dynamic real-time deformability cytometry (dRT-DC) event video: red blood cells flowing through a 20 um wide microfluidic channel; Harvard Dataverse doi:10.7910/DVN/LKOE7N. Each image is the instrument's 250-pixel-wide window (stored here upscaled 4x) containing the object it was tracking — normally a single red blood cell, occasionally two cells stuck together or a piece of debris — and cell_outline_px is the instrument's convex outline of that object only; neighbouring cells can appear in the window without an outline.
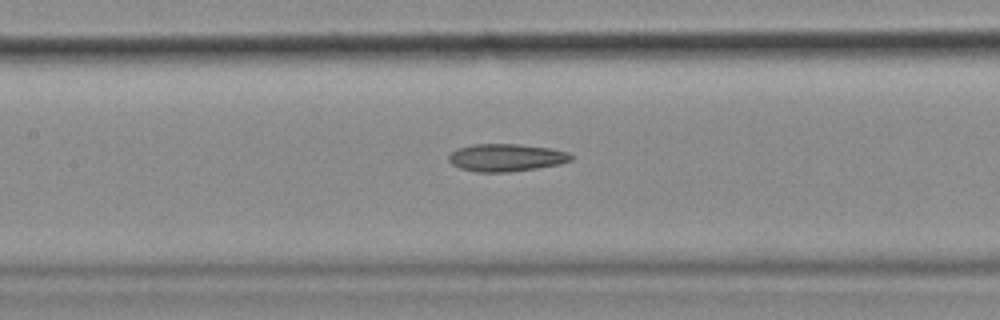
{"species": "common noctule bat (a hibernating species)", "species_latin": "Nyctalus noctula", "temperature_condition": "cold", "stored_images_in_passage": 30, "camera_frame_rate_fps": 3000, "um_per_image_px": 0.085, "animal": {"sex": "female", "body_mass_g": 18.4}, "frame": {"image": 1, "passage_image": 13, "time_ms": 4.0, "image_size_px": [1000, 320], "cell_outline_px": [[576, 156], [572, 160], [560, 164], [536, 168], [508, 172], [476, 172], [460, 168], [452, 164], [448, 160], [448, 156], [456, 148], [472, 144], [520, 144], [548, 148], [568, 152]], "centroid_in_image_um": [43.02, 13.39], "position_along_channel_um": 164.4, "area_um2": 19.77}}